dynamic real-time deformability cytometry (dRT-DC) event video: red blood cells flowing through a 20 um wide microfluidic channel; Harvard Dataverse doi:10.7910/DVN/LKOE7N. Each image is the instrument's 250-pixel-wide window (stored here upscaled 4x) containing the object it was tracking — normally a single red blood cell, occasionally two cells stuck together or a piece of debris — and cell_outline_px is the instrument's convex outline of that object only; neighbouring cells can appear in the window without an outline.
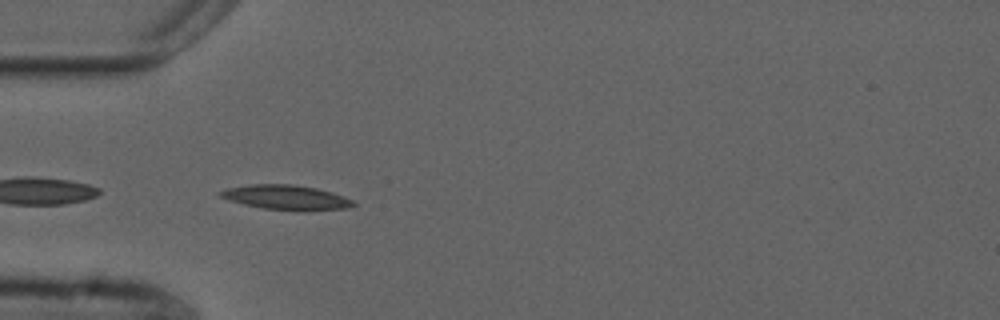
{"species": "common noctule bat (a hibernating species)", "species_latin": "Nyctalus noctula", "temperature_condition": "cold", "stored_images_in_passage": 39, "camera_frame_rate_fps": 3000, "um_per_image_px": 0.085, "animal": {"sex": "male", "forearm_length_mm": 52.5}, "frame": {"image": 1, "passage_image": 1, "time_ms": 0.0, "image_size_px": [1000, 320], "cell_outline_px": [[356, 204], [348, 208], [300, 212], [264, 208], [244, 204], [228, 200], [220, 196], [216, 192], [228, 188], [252, 184], [292, 184], [316, 188], [332, 192], [344, 196], [352, 200]], "centroid_in_image_um": [24.35, 16.79], "position_along_channel_um": 60.7, "area_um2": 19.31}}
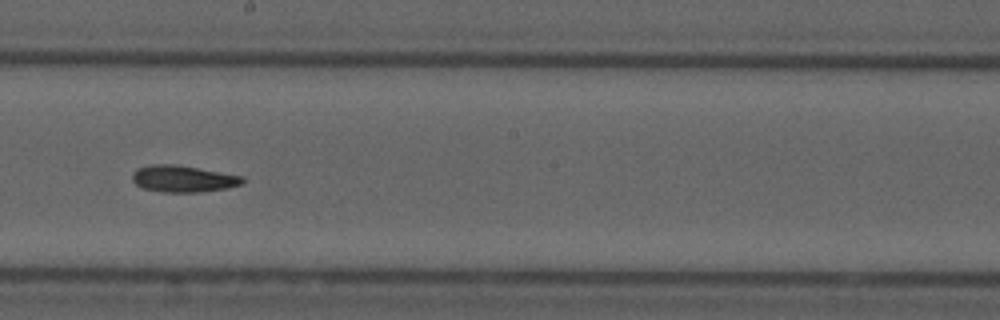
{"frame": {"image": 2, "passage_image": 15, "time_ms": 4.667, "image_size_px": [1000, 320], "cell_outline_px": [[244, 180], [240, 184], [228, 188], [200, 192], [164, 192], [144, 188], [136, 184], [132, 180], [132, 176], [136, 168], [148, 164], [176, 164], [244, 176]], "centroid_in_image_um": [15.55, 15.18], "position_along_channel_um": 232.6, "area_um2": 17.17}}
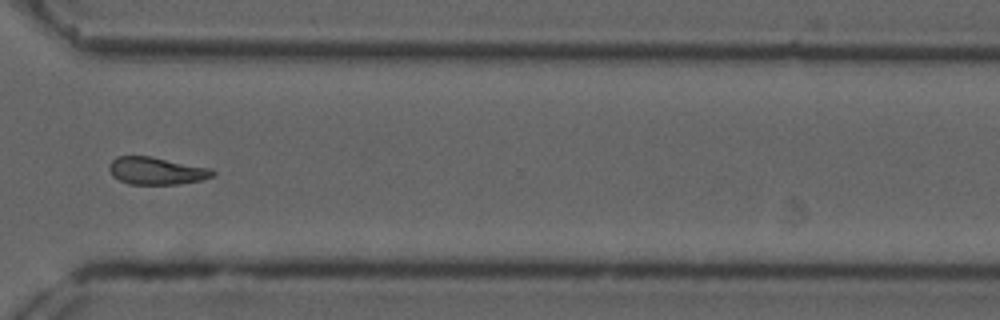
{"frame": {"image": 3, "passage_image": 25, "time_ms": 8.0, "image_size_px": [1000, 320], "cell_outline_px": [[216, 172], [212, 176], [200, 180], [180, 184], [128, 184], [112, 176], [108, 168], [108, 164], [116, 156], [152, 156], [212, 168]], "centroid_in_image_um": [13.28, 14.51], "position_along_channel_um": 357.3, "area_um2": 16.7}, "authors_computed_cell_mechanics": {"area_um2": 16.8198, "velocity_mm_per_s": 3.7497, "shape_relaxation_time_tau1_ms": 10.4209, "shape_relaxation_time_tau2_ms": 6.5502, "deformation_change_tau1": 0.2016, "deformation_change_tau2": 0.1346}}